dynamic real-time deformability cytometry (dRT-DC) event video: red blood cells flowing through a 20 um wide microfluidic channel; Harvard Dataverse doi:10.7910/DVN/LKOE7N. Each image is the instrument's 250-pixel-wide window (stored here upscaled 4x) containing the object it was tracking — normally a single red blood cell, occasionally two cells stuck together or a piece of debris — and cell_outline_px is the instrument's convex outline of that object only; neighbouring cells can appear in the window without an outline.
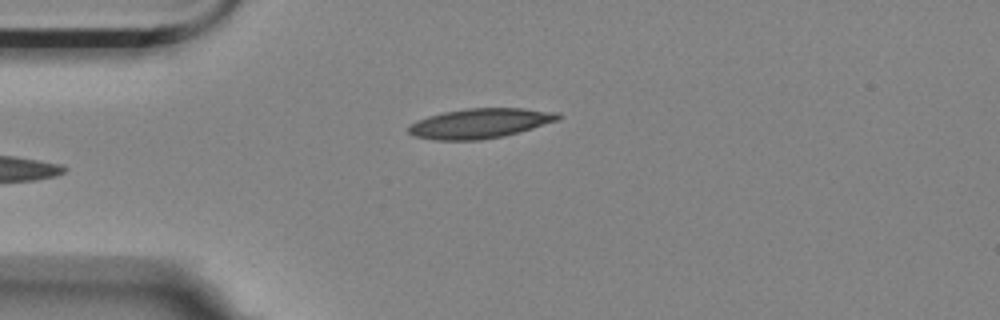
{"species": "Egyptian fruit bat (a non-hibernating species)", "species_latin": "Rousettus aegyptiacus", "temperature_condition": "room temperature", "stored_images_in_passage": 4, "camera_frame_rate_fps": 3000, "um_per_image_px": 0.085, "animal": {"sex": "female"}, "frame": {"image": 1, "passage_image": 4, "time_ms": 1.0, "image_size_px": [1000, 320], "cell_outline_px": [[564, 116], [560, 120], [504, 136], [480, 140], [436, 140], [412, 136], [408, 132], [408, 124], [416, 120], [428, 116], [444, 112], [468, 108], [524, 108], [560, 112]], "centroid_in_image_um": [40.82, 10.48], "position_along_channel_um": 44.2, "area_um2": 26.3}}